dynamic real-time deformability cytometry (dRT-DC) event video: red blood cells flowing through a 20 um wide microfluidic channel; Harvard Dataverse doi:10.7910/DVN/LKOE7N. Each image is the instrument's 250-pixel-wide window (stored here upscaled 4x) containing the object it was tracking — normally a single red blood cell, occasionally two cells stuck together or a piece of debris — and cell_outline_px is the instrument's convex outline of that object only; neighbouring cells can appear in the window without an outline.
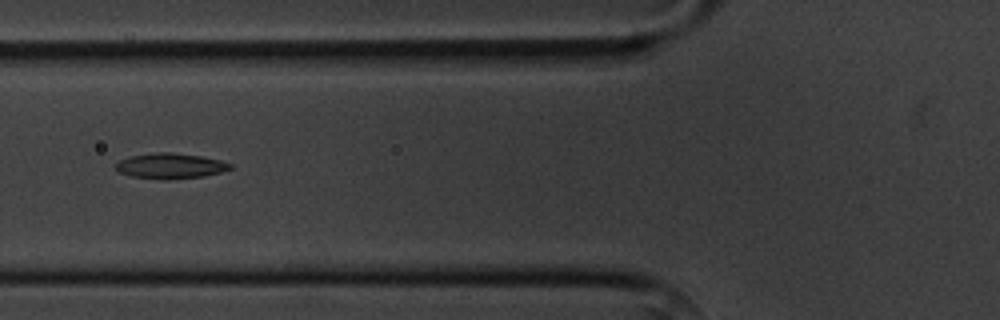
{"species": "common noctule bat (a hibernating species)", "species_latin": "Nyctalus noctula", "temperature_condition": "cold", "stored_images_in_passage": 6, "camera_frame_rate_fps": 3000, "um_per_image_px": 0.085, "animal": {"sex": "male", "body_mass_g": 20.1, "forearm_length_mm": 53.5}, "frame": {"image": 1, "passage_image": 4, "time_ms": 3.333, "image_size_px": [1000, 320], "cell_outline_px": [[232, 168], [220, 172], [204, 176], [168, 180], [164, 180], [132, 176], [120, 172], [116, 168], [116, 164], [120, 160], [132, 156], [156, 152], [172, 152], [200, 156], [220, 160], [232, 164]], "centroid_in_image_um": [14.5, 14.1], "position_along_channel_um": 111.3, "area_um2": 16.82}}
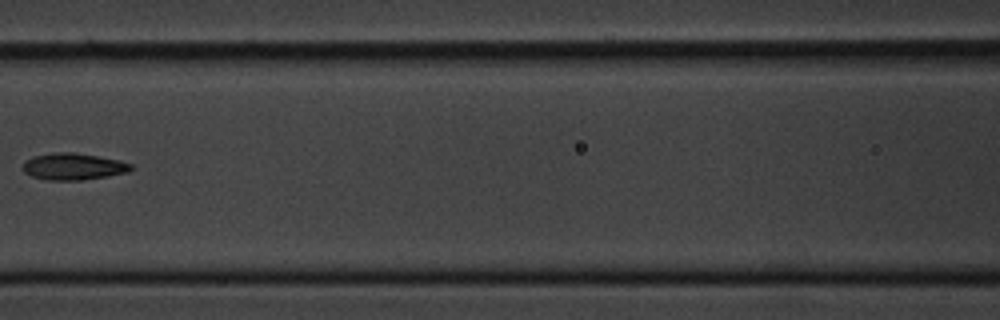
{"frame": {"image": 2, "passage_image": 5, "time_ms": 4.667, "image_size_px": [1000, 320], "cell_outline_px": [[136, 168], [128, 172], [108, 176], [84, 180], [48, 180], [32, 176], [24, 172], [24, 160], [36, 156], [56, 152], [76, 152], [120, 160], [132, 164]], "centroid_in_image_um": [6.3, 14.15], "position_along_channel_um": 160.3, "area_um2": 16.94}}
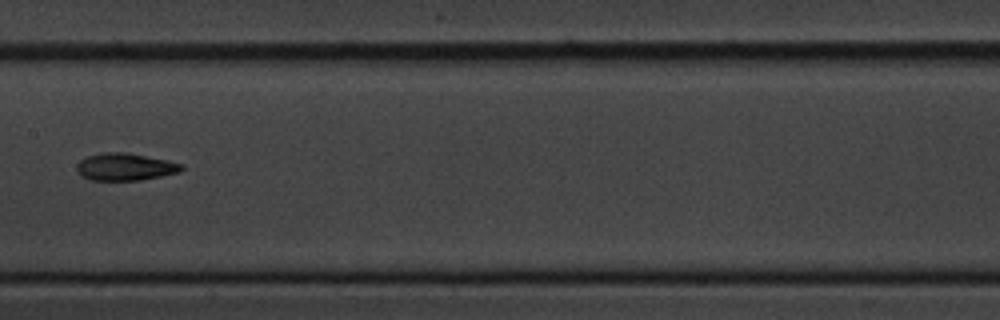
{"frame": {"image": 3, "passage_image": 6, "time_ms": 5.667, "image_size_px": [1000, 320], "cell_outline_px": [[184, 168], [180, 172], [140, 180], [92, 180], [80, 176], [76, 168], [76, 164], [80, 160], [88, 156], [104, 152], [128, 152], [168, 160], [184, 164]], "centroid_in_image_um": [10.65, 14.17], "position_along_channel_um": 196.8, "area_um2": 16.82}}